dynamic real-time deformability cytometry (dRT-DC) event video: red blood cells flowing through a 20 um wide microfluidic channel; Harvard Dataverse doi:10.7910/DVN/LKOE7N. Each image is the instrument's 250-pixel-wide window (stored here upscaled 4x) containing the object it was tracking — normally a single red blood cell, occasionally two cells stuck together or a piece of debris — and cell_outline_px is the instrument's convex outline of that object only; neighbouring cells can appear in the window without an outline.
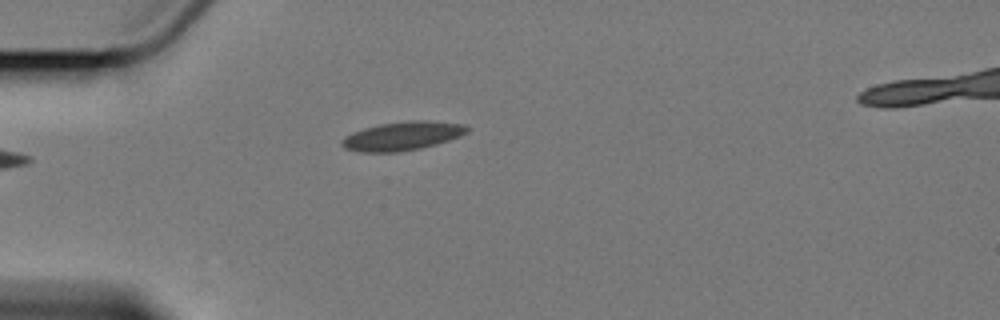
{"species": "Egyptian fruit bat (a non-hibernating species)", "species_latin": "Rousettus aegyptiacus", "temperature_condition": "cold", "stored_images_in_passage": 4, "camera_frame_rate_fps": 3000, "um_per_image_px": 0.085, "animal": {"sex": "female"}, "frame": {"image": 1, "passage_image": 4, "time_ms": 5.333, "image_size_px": [1000, 320], "cell_outline_px": [[472, 128], [468, 132], [460, 136], [436, 144], [420, 148], [396, 152], [360, 152], [344, 148], [340, 144], [340, 140], [344, 136], [352, 132], [364, 128], [380, 124], [408, 120], [432, 120], [464, 124]], "centroid_in_image_um": [34.21, 11.54], "position_along_channel_um": 50.8, "area_um2": 21.21}}